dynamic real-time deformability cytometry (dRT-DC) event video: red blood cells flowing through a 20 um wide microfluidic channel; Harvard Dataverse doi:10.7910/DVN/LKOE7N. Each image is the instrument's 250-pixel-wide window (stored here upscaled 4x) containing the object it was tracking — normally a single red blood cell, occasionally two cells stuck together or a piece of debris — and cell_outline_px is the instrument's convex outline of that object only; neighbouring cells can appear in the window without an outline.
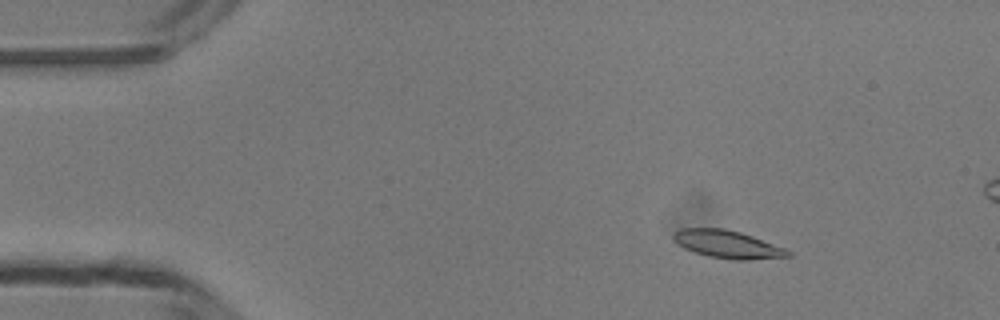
{"species": "common noctule bat (a hibernating species)", "species_latin": "Nyctalus noctula", "temperature_condition": "room temperature", "stored_images_in_passage": 50, "segment_of_instrument_passage": [1, 2], "camera_frame_rate_fps": 3000, "um_per_image_px": 0.085, "animal": {"sex": "male", "body_mass_g": 13.3}, "frame": {"image": 1, "passage_image": 7, "time_ms": 2.0, "image_size_px": [1000, 320], "cell_outline_px": [[792, 256], [752, 260], [732, 260], [708, 256], [684, 248], [672, 240], [672, 232], [680, 228], [724, 228], [740, 232], [752, 236], [784, 248], [792, 252]], "centroid_in_image_um": [61.81, 20.76], "position_along_channel_um": 23.2, "area_um2": 18.67}}
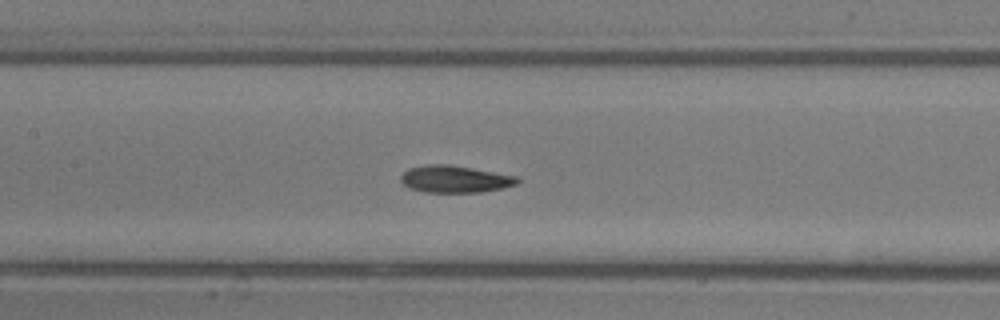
{"frame": {"image": 2, "passage_image": 23, "time_ms": 7.333, "image_size_px": [1000, 320], "cell_outline_px": [[520, 180], [516, 184], [500, 188], [480, 192], [424, 192], [408, 188], [400, 180], [400, 176], [408, 168], [428, 164], [448, 164], [472, 168], [516, 176]], "centroid_in_image_um": [38.61, 15.22], "position_along_channel_um": 168.8, "area_um2": 18.26}}
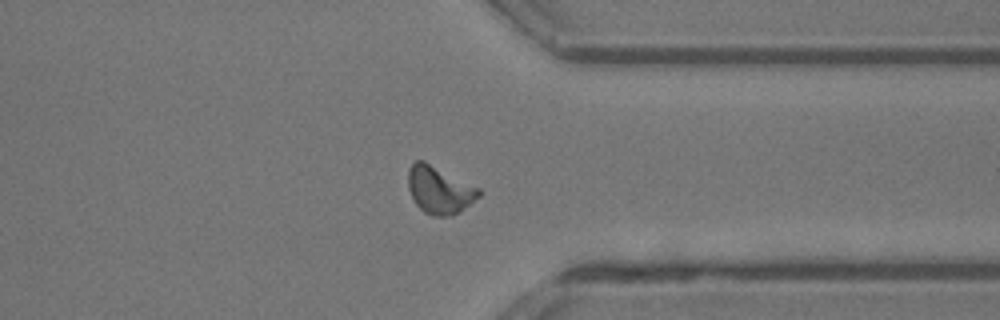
{"frame": {"image": 3, "passage_image": 38, "time_ms": 12.333, "image_size_px": [1000, 320], "cell_outline_px": [[480, 196], [464, 208], [452, 216], [432, 216], [424, 212], [416, 204], [408, 188], [408, 172], [412, 164], [416, 160], [424, 160], [480, 188]], "centroid_in_image_um": [37.35, 16.14], "position_along_channel_um": 374.1, "area_um2": 19.48}}